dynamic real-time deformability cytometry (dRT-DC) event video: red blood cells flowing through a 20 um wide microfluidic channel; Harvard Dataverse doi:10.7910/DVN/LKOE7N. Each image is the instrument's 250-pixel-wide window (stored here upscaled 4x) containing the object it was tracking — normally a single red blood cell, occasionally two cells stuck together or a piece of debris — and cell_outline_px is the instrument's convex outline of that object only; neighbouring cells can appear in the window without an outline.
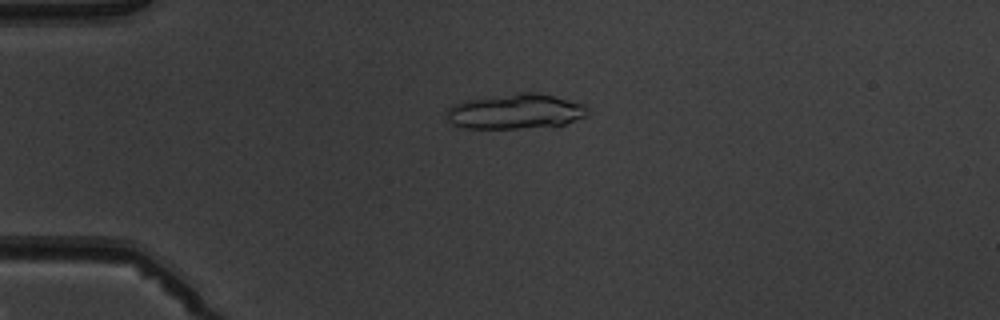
{"species": "common noctule bat (a hibernating species)", "species_latin": "Nyctalus noctula", "temperature_condition": "warm", "stored_images_in_passage": 7, "camera_frame_rate_fps": 3000, "um_per_image_px": 0.085, "animal": {"sex": "male", "body_mass_g": 19.5, "forearm_length_mm": 54.6}, "frame": {"image": 1, "passage_image": 2, "time_ms": 1.0, "image_size_px": [1000, 320], "cell_outline_px": [[588, 116], [556, 128], [464, 128], [452, 124], [448, 120], [444, 112], [452, 104], [464, 100], [516, 92], [536, 92], [584, 104], [588, 108]], "centroid_in_image_um": [43.83, 9.49], "position_along_channel_um": 41.2, "area_um2": 29.59}}
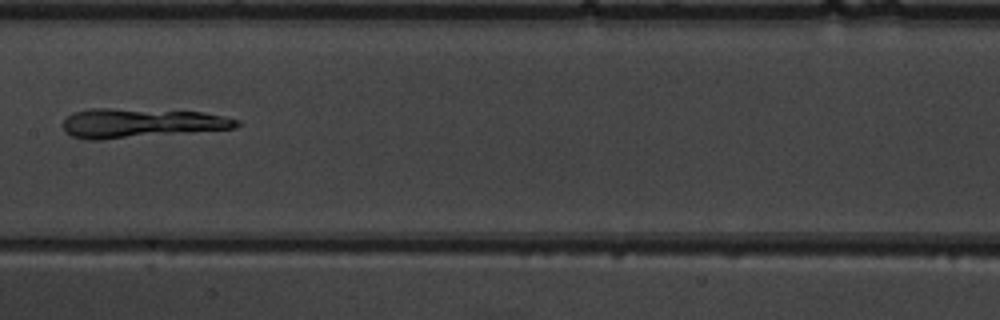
{"frame": {"image": 2, "passage_image": 6, "time_ms": 5.667, "image_size_px": [1000, 320], "cell_outline_px": [[244, 124], [236, 128], [100, 140], [84, 140], [72, 136], [64, 132], [64, 120], [68, 116], [76, 112], [88, 108], [108, 108], [200, 112], [240, 120]], "centroid_in_image_um": [11.96, 10.47], "position_along_channel_um": 195.4, "area_um2": 29.54}}
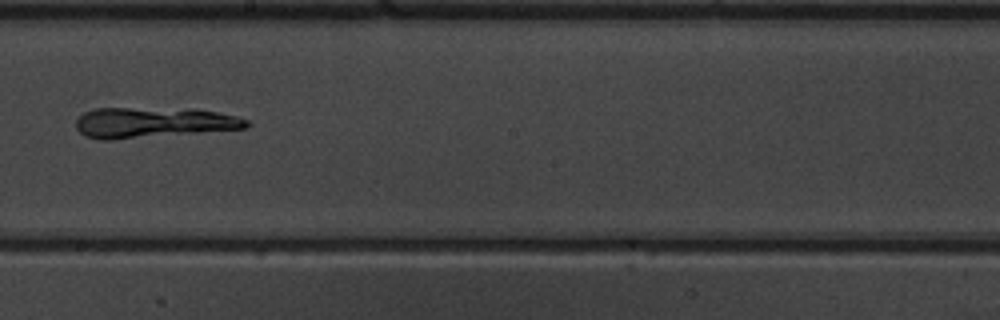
{"frame": {"image": 3, "passage_image": 7, "time_ms": 6.667, "image_size_px": [1000, 320], "cell_outline_px": [[252, 124], [244, 128], [112, 140], [100, 140], [84, 136], [76, 128], [76, 120], [84, 112], [96, 108], [196, 108], [236, 116], [248, 120]], "centroid_in_image_um": [13.0, 10.41], "position_along_channel_um": 235.2, "area_um2": 30.4}}